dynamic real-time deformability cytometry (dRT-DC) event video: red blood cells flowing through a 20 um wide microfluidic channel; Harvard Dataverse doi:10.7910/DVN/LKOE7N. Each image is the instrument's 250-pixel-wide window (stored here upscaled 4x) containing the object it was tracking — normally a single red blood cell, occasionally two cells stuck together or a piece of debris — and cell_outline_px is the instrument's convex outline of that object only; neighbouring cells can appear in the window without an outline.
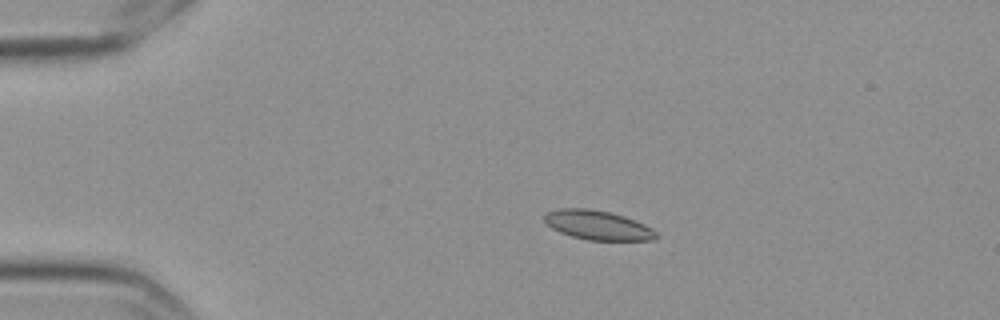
{"species": "Egyptian fruit bat (a non-hibernating species)", "species_latin": "Rousettus aegyptiacus", "temperature_condition": "cold", "stored_images_in_passage": 6, "camera_frame_rate_fps": 3000, "um_per_image_px": 0.085, "frame": {"image": 1, "passage_image": 4, "time_ms": 1.0, "image_size_px": [1000, 320], "cell_outline_px": [[660, 236], [652, 240], [588, 240], [572, 236], [560, 232], [552, 228], [544, 220], [544, 216], [548, 212], [560, 208], [588, 208], [608, 212], [624, 216], [644, 224], [652, 228]], "centroid_in_image_um": [50.82, 19.14], "position_along_channel_um": 34.2, "area_um2": 18.96}}
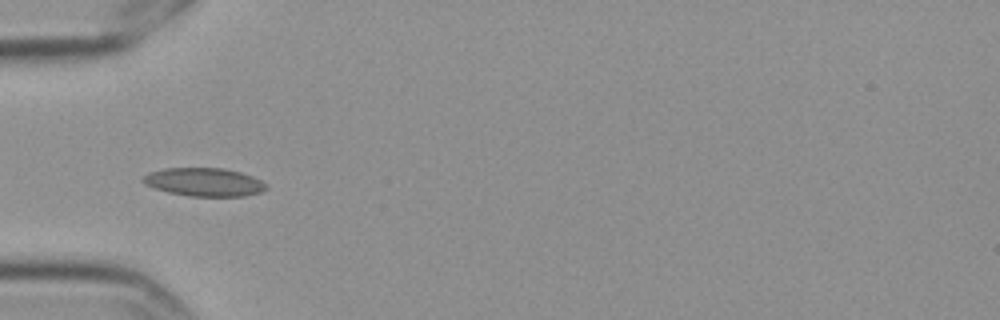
{"frame": {"image": 2, "passage_image": 6, "time_ms": 1.667, "image_size_px": [1000, 320], "cell_outline_px": [[268, 188], [260, 192], [244, 196], [188, 196], [168, 192], [144, 184], [140, 180], [148, 172], [164, 168], [220, 168], [240, 172], [252, 176], [268, 184]], "centroid_in_image_um": [17.34, 15.47], "position_along_channel_um": 67.7, "area_um2": 20.35}}